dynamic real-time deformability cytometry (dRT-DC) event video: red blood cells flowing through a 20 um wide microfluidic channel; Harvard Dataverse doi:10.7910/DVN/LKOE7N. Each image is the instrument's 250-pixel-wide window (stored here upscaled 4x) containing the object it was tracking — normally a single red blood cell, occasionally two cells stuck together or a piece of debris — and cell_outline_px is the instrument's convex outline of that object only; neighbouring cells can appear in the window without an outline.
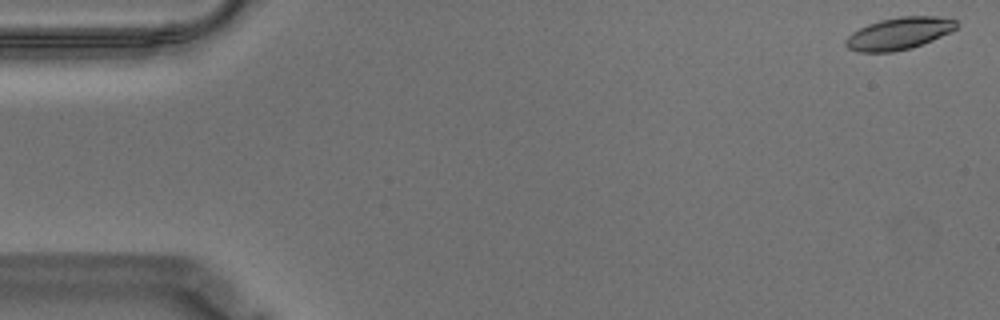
{"species": "Egyptian fruit bat (a non-hibernating species)", "species_latin": "Rousettus aegyptiacus", "temperature_condition": "warm", "stored_images_in_passage": 57, "camera_frame_rate_fps": 3000, "um_per_image_px": 0.085, "animal": {"sex": "male"}, "frame": {"image": 1, "passage_image": 1, "time_ms": 0.0, "image_size_px": [1000, 320], "cell_outline_px": [[960, 24], [952, 32], [912, 48], [892, 52], [856, 52], [848, 48], [844, 44], [844, 40], [852, 32], [868, 24], [880, 20], [900, 16], [936, 16], [956, 20]], "centroid_in_image_um": [76.42, 2.85], "position_along_channel_um": 8.6, "area_um2": 20.92}}
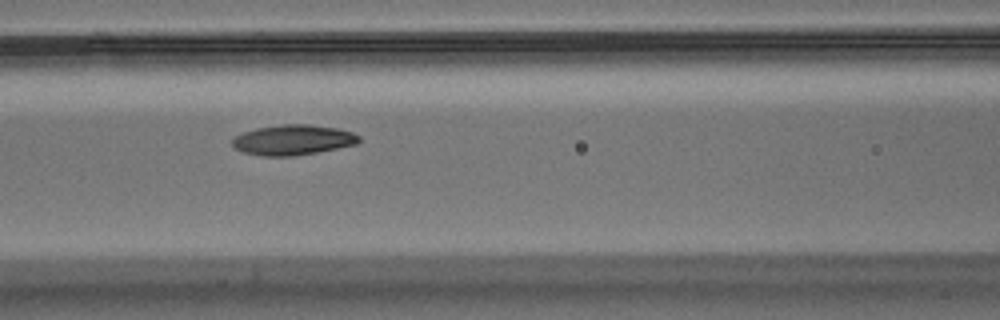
{"frame": {"image": 2, "passage_image": 24, "time_ms": 7.667, "image_size_px": [1000, 320], "cell_outline_px": [[360, 140], [356, 144], [296, 156], [260, 156], [244, 152], [236, 148], [232, 144], [232, 136], [256, 128], [284, 124], [308, 124], [336, 128], [352, 132], [360, 136]], "centroid_in_image_um": [24.87, 11.89], "position_along_channel_um": 141.7, "area_um2": 22.25}}
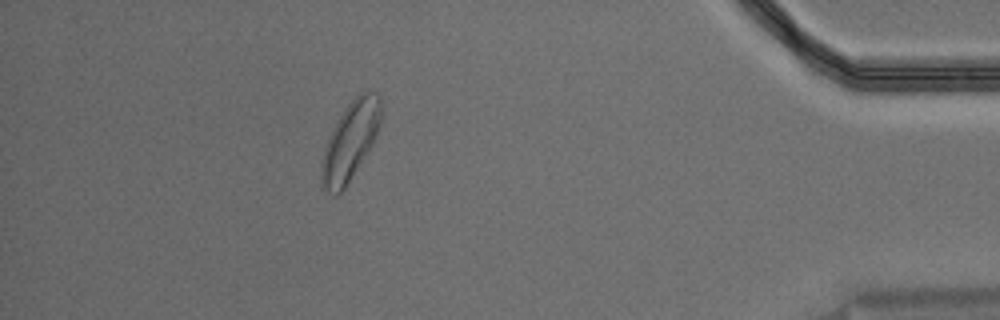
{"frame": {"image": 3, "passage_image": 51, "time_ms": 16.667, "image_size_px": [1000, 320], "cell_outline_px": [[380, 124], [376, 136], [368, 152], [344, 188], [336, 196], [332, 196], [324, 188], [320, 180], [320, 168], [324, 148], [328, 136], [336, 120], [348, 104], [360, 92], [368, 88], [376, 92], [380, 96]], "centroid_in_image_um": [29.75, 11.97], "position_along_channel_um": 405.4, "area_um2": 27.34}, "authors_computed_cell_mechanics": {"area_um2": 21.7328, "velocity_mm_per_s": 3.4917, "shape_relaxation_time_tau1_ms": 4.532, "shape_relaxation_time_tau2_ms": 5.9367, "deformation_change_tau1": 0.1595, "deformation_change_tau2": 0.1015}}